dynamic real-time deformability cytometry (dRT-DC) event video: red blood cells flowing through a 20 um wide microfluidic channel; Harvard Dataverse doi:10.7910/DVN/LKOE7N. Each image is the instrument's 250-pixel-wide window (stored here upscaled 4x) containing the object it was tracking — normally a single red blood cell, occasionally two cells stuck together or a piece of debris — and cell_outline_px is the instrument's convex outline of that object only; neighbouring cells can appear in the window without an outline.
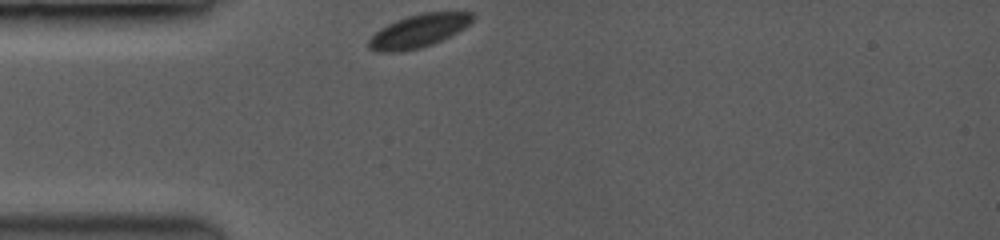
{"species": "common noctule bat (a hibernating species)", "species_latin": "Nyctalus noctula", "temperature_condition": "room temperature", "stored_images_in_passage": 38, "camera_frame_rate_fps": 3500, "um_per_image_px": 0.085, "animal": {"sex": "female", "body_mass_g": 19.0, "forearm_length_mm": 53.3}, "frame": {"image": 1, "passage_image": 1, "time_ms": 0.0, "image_size_px": [1000, 240], "cell_outline_px": [[476, 16], [464, 28], [432, 44], [420, 48], [396, 52], [376, 52], [368, 48], [368, 40], [380, 28], [396, 20], [420, 12], [472, 12]], "centroid_in_image_um": [35.55, 2.62], "position_along_channel_um": 49.4, "area_um2": 19.88}}
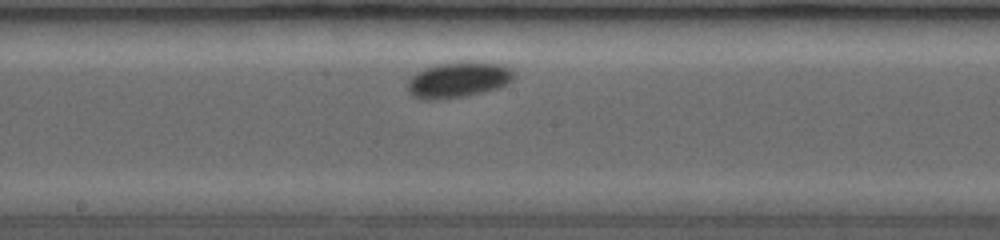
{"frame": {"image": 2, "passage_image": 18, "time_ms": 4.571, "image_size_px": [1000, 240], "cell_outline_px": [[516, 76], [512, 80], [496, 88], [480, 92], [460, 96], [416, 96], [408, 88], [408, 80], [416, 72], [424, 68], [436, 64], [504, 64], [512, 68], [516, 72]], "centroid_in_image_um": [39.04, 6.73], "position_along_channel_um": 209.2, "area_um2": 20.35}}
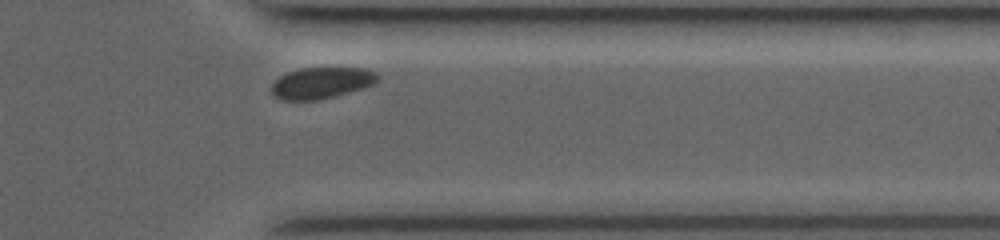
{"frame": {"image": 3, "passage_image": 34, "time_ms": 9.143, "image_size_px": [1000, 240], "cell_outline_px": [[376, 80], [372, 84], [360, 88], [320, 100], [284, 100], [276, 96], [272, 92], [272, 84], [280, 76], [288, 72], [304, 68], [368, 68], [376, 72]], "centroid_in_image_um": [27.3, 7.04], "position_along_channel_um": 384.1, "area_um2": 18.9}}